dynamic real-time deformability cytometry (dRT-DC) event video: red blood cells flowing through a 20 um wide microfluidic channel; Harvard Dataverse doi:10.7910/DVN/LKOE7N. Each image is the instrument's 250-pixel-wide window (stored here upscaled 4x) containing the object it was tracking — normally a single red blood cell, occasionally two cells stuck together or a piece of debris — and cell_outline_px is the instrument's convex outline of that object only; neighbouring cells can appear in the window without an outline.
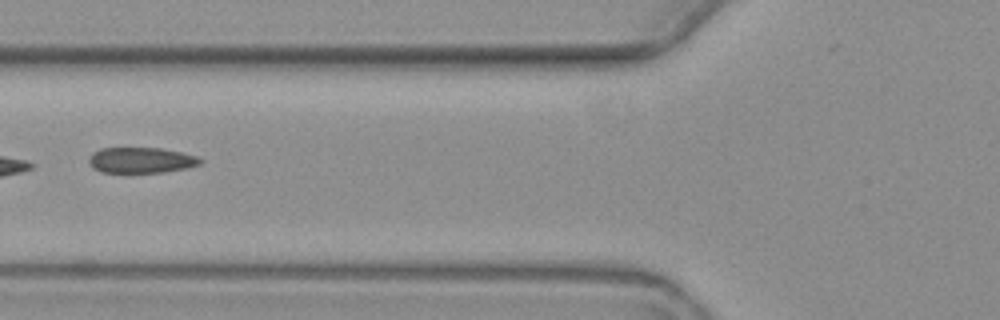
{"species": "common noctule bat (a hibernating species)", "species_latin": "Nyctalus noctula", "temperature_condition": "warm", "stored_images_in_passage": 4, "camera_frame_rate_fps": 3000, "um_per_image_px": 0.085, "animal": {"sex": "female", "body_mass_g": 19.3, "forearm_length_mm": 54.1}, "frame": {"image": 1, "passage_image": 4, "time_ms": 3.333, "image_size_px": [1000, 320], "cell_outline_px": [[204, 160], [200, 164], [188, 168], [164, 172], [100, 172], [92, 168], [88, 164], [88, 156], [92, 152], [100, 148], [160, 148], [180, 152], [196, 156]], "centroid_in_image_um": [11.95, 13.61], "position_along_channel_um": 113.8, "area_um2": 16.82}}